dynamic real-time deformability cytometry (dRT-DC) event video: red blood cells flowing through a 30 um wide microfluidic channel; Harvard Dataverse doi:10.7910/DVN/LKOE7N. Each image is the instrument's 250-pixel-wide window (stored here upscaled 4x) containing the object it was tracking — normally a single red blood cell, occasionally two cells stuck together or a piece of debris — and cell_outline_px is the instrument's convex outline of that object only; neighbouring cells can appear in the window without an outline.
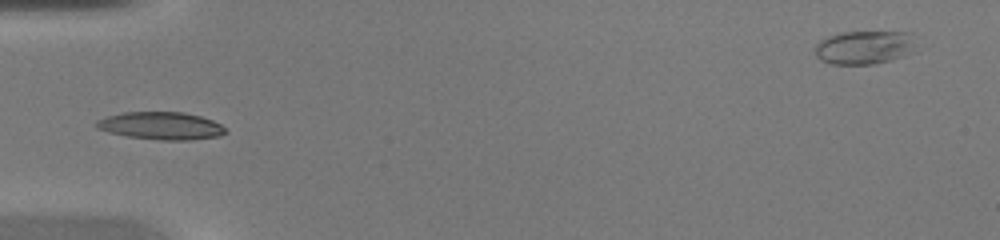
{"species": "common noctule bat (a hibernating species)", "species_latin": "Nyctalus noctula", "temperature_condition": "warm", "stored_images_in_passage": 16, "camera_frame_rate_fps": 3000, "um_per_image_px": 0.085, "animal": {"sex": "female", "body_mass_g": 20.0, "forearm_length_mm": 54.0}, "frame": {"image": 1, "passage_image": 1, "time_ms": 0.0, "image_size_px": [1000, 240], "cell_outline_px": [[228, 132], [220, 136], [188, 140], [160, 140], [128, 136], [108, 132], [96, 128], [96, 120], [108, 116], [124, 112], [184, 112], [200, 116], [212, 120], [220, 124]], "centroid_in_image_um": [13.69, 10.69], "position_along_channel_um": 71.3, "area_um2": 20.69}}
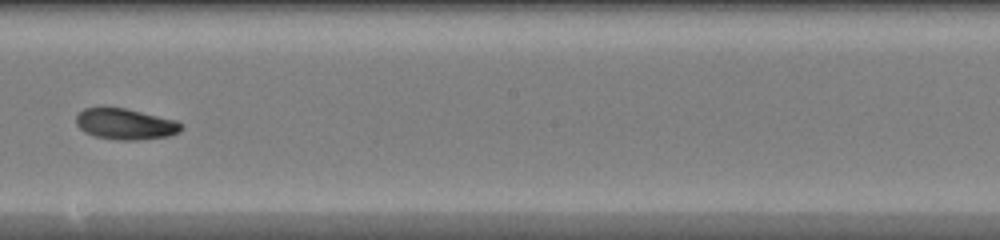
{"frame": {"image": 2, "passage_image": 12, "time_ms": 3.667, "image_size_px": [1000, 240], "cell_outline_px": [[184, 128], [180, 132], [168, 136], [136, 140], [120, 140], [96, 136], [84, 132], [76, 124], [76, 116], [84, 108], [124, 108], [176, 120], [184, 124]], "centroid_in_image_um": [10.69, 10.55], "position_along_channel_um": 237.5, "area_um2": 18.84}}
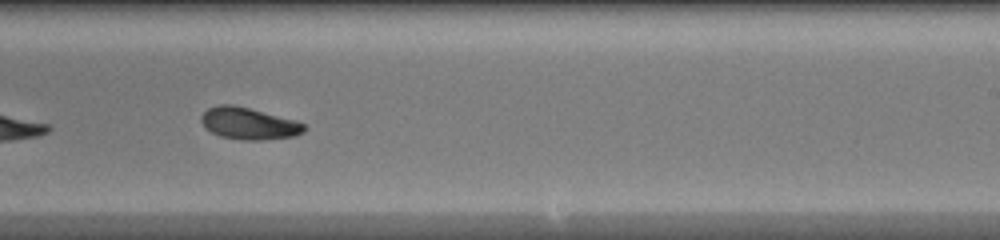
{"frame": {"image": 3, "passage_image": 14, "time_ms": 4.333, "image_size_px": [1000, 240], "cell_outline_px": [[304, 132], [292, 136], [260, 140], [244, 140], [220, 136], [204, 128], [200, 120], [200, 116], [208, 108], [220, 104], [232, 104], [296, 120], [304, 124]], "centroid_in_image_um": [21.09, 10.49], "position_along_channel_um": 267.9, "area_um2": 18.96}}